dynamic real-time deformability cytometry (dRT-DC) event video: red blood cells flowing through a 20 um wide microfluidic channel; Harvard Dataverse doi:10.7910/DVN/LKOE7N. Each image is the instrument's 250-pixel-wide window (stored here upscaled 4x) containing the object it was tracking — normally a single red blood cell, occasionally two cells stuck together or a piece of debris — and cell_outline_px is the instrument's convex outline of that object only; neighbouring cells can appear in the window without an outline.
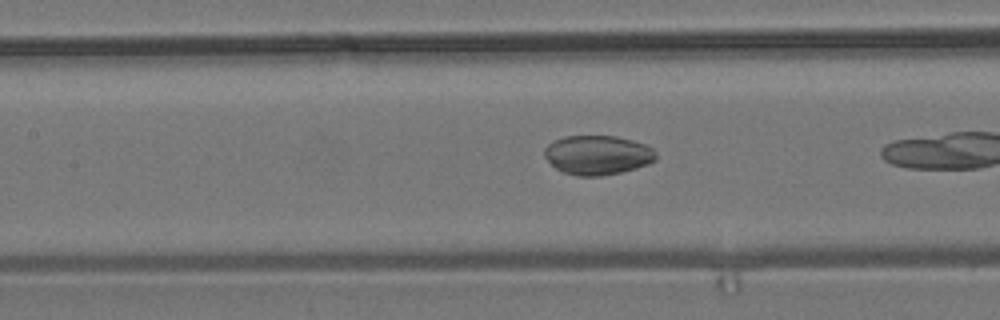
{"species": "common noctule bat (a hibernating species)", "species_latin": "Nyctalus noctula", "temperature_condition": "room temperature", "stored_images_in_passage": 14, "camera_frame_rate_fps": 3000, "um_per_image_px": 0.085, "animal": {"sex": "male", "body_mass_g": 19.2, "forearm_length_mm": 51.8}, "frame": {"image": 1, "passage_image": 8, "time_ms": 2.333, "image_size_px": [1000, 320], "cell_outline_px": [[656, 160], [648, 164], [636, 168], [620, 172], [600, 176], [576, 176], [564, 172], [556, 168], [544, 156], [544, 148], [552, 140], [564, 136], [616, 136], [648, 144], [656, 152]], "centroid_in_image_um": [50.8, 13.16], "position_along_channel_um": 156.6, "area_um2": 25.72}}
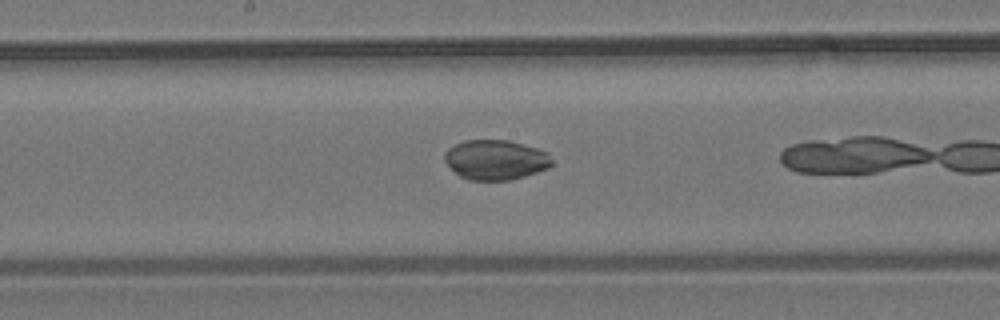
{"frame": {"image": 2, "passage_image": 12, "time_ms": 3.667, "image_size_px": [1000, 320], "cell_outline_px": [[552, 164], [548, 168], [512, 180], [468, 180], [460, 176], [444, 160], [444, 152], [448, 148], [464, 140], [508, 140], [536, 148], [548, 152], [552, 160]], "centroid_in_image_um": [42.12, 13.58], "position_along_channel_um": 206.1, "area_um2": 24.85}}